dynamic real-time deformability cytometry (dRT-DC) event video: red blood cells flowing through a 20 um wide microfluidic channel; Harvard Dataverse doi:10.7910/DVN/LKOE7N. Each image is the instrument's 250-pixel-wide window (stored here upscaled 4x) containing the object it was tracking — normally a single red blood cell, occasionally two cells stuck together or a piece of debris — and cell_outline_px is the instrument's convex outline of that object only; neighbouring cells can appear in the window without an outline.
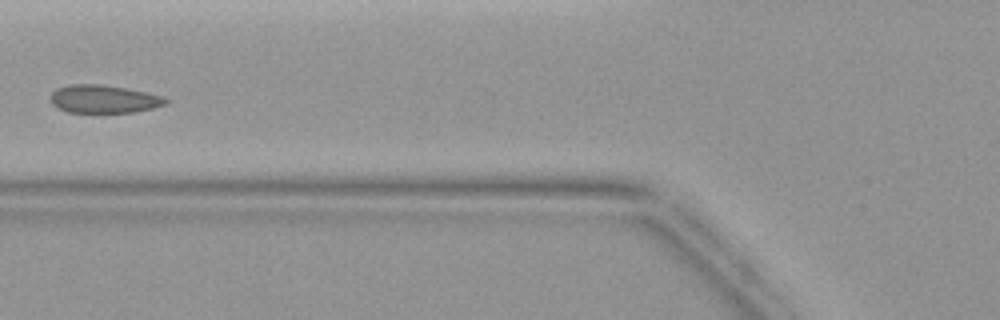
{"species": "common noctule bat (a hibernating species)", "species_latin": "Nyctalus noctula", "temperature_condition": "warm", "stored_images_in_passage": 5, "camera_frame_rate_fps": 3000, "um_per_image_px": 0.085, "animal": {"sex": "female", "body_mass_g": 19.9}, "frame": {"image": 1, "passage_image": 4, "time_ms": 3.667, "image_size_px": [1000, 320], "cell_outline_px": [[172, 100], [168, 104], [152, 108], [132, 112], [68, 112], [52, 104], [52, 92], [56, 88], [68, 84], [100, 84], [124, 88], [164, 96]], "centroid_in_image_um": [8.86, 8.41], "position_along_channel_um": 116.9, "area_um2": 18.73}}